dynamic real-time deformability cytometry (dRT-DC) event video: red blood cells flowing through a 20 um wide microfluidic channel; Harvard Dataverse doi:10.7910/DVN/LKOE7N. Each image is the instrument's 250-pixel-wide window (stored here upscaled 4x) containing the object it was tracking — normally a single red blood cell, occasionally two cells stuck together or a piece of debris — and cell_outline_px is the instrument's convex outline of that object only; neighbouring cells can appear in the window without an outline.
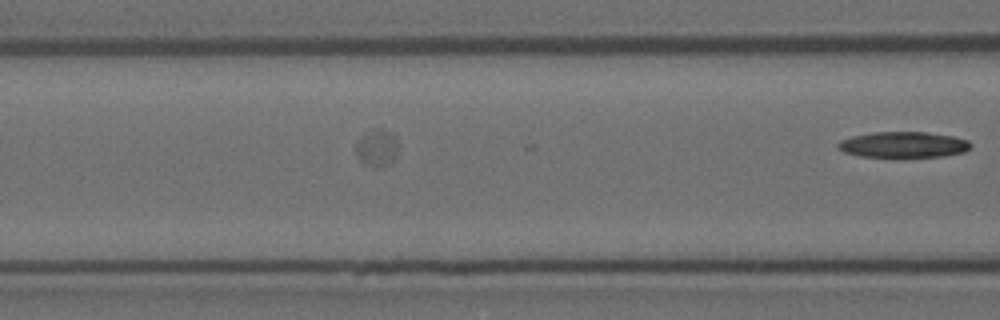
{"species": "Egyptian fruit bat (a non-hibernating species)", "species_latin": "Rousettus aegyptiacus", "temperature_condition": "room temperature", "stored_images_in_passage": 9, "camera_frame_rate_fps": 3000, "um_per_image_px": 0.085, "animal": {"sex": "female"}, "frame": {"image": 1, "passage_image": 9, "time_ms": 2.667, "image_size_px": [1000, 320], "cell_outline_px": [[972, 148], [964, 152], [944, 156], [904, 160], [860, 156], [844, 152], [836, 148], [836, 144], [840, 140], [852, 136], [872, 132], [924, 132], [952, 136], [968, 140], [972, 144]], "centroid_in_image_um": [76.78, 12.35], "position_along_channel_um": 89.8, "area_um2": 21.1}}